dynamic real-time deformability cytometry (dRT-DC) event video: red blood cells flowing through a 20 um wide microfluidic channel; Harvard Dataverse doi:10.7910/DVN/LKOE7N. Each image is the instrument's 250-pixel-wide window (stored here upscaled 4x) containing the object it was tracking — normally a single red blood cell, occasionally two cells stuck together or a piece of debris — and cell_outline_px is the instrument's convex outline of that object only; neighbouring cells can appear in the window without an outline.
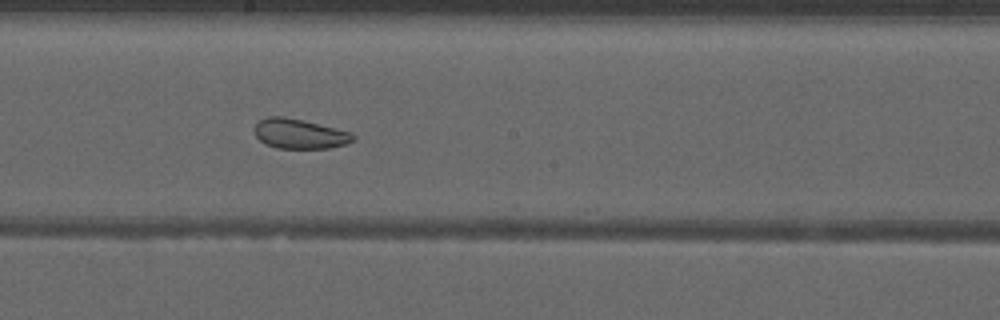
{"species": "common noctule bat (a hibernating species)", "species_latin": "Nyctalus noctula", "temperature_condition": "warm", "stored_images_in_passage": 52, "camera_frame_rate_fps": 3000, "um_per_image_px": 0.085, "animal": {"sex": "male", "forearm_length_mm": 52.5}, "frame": {"image": 1, "passage_image": 30, "time_ms": 9.667, "image_size_px": [1000, 320], "cell_outline_px": [[356, 140], [344, 144], [328, 148], [276, 148], [264, 144], [256, 136], [252, 128], [260, 120], [268, 116], [284, 116], [304, 120], [352, 132], [356, 136]], "centroid_in_image_um": [25.45, 11.36], "position_along_channel_um": 222.7, "area_um2": 17.34}}
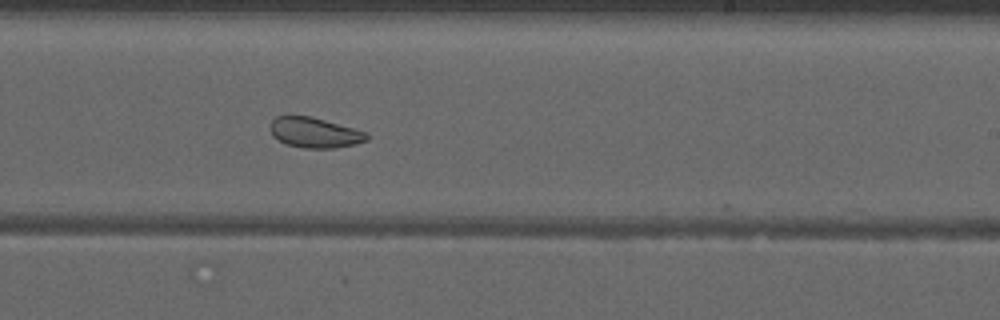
{"frame": {"image": 2, "passage_image": 33, "time_ms": 10.667, "image_size_px": [1000, 320], "cell_outline_px": [[368, 140], [356, 144], [336, 148], [304, 148], [288, 144], [272, 136], [268, 128], [272, 120], [276, 116], [312, 116], [368, 132]], "centroid_in_image_um": [26.75, 11.27], "position_along_channel_um": 262.2, "area_um2": 17.17}}
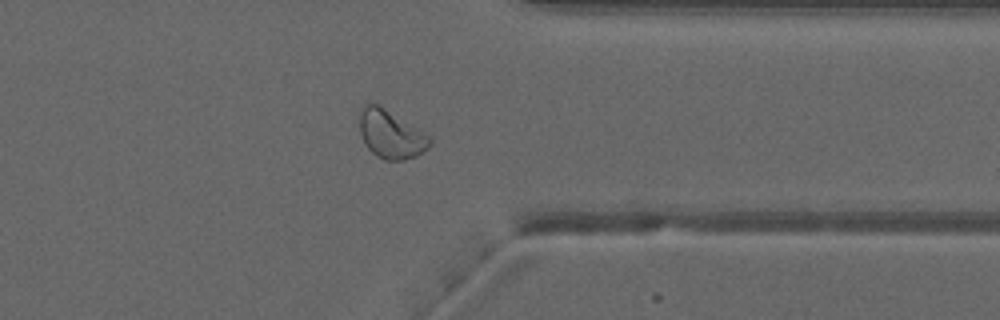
{"frame": {"image": 3, "passage_image": 42, "time_ms": 13.667, "image_size_px": [1000, 320], "cell_outline_px": [[432, 144], [428, 148], [416, 156], [404, 160], [384, 160], [376, 156], [364, 144], [360, 132], [360, 108], [368, 100], [380, 104], [432, 136]], "centroid_in_image_um": [33.23, 11.37], "position_along_channel_um": 378.2, "area_um2": 20.4}, "authors_computed_cell_mechanics": {"area_um2": 23.0044, "velocity_mm_per_s": 3.9921, "shape_relaxation_time_tau1_ms": null, "shape_relaxation_time_tau2_ms": 1.6407, "deformation_change_tau1": null, "deformation_change_tau2": 0.0719}}